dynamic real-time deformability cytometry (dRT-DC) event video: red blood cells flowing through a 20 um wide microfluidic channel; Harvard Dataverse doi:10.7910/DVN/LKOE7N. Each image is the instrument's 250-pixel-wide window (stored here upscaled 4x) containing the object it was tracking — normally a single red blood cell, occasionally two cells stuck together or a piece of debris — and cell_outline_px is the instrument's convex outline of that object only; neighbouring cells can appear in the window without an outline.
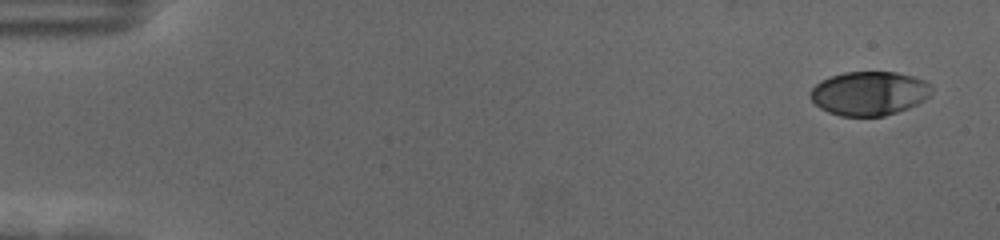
{"species": "human", "species_latin": "Homo sapiens", "temperature_condition": "cold", "stored_images_in_passage": 56, "camera_frame_rate_fps": 3000, "um_per_image_px": 0.085, "donor": {"sex": "female"}, "frame": {"image": 1, "passage_image": 1, "time_ms": 0.0, "image_size_px": [1000, 240], "cell_outline_px": [[932, 88], [928, 96], [924, 100], [908, 108], [884, 116], [840, 116], [828, 112], [820, 108], [808, 96], [808, 92], [820, 80], [844, 72], [896, 72], [912, 76], [924, 80]], "centroid_in_image_um": [73.84, 7.94], "position_along_channel_um": 11.2, "area_um2": 31.04}}
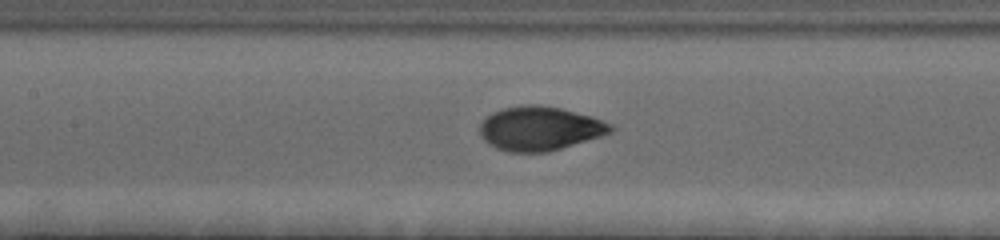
{"frame": {"image": 2, "passage_image": 26, "time_ms": 8.333, "image_size_px": [1000, 240], "cell_outline_px": [[616, 128], [612, 132], [600, 136], [548, 152], [508, 152], [496, 148], [488, 144], [480, 136], [480, 124], [492, 112], [504, 108], [520, 104], [536, 104], [560, 108], [592, 116], [612, 124]], "centroid_in_image_um": [45.87, 10.92], "position_along_channel_um": 161.5, "area_um2": 33.64}}
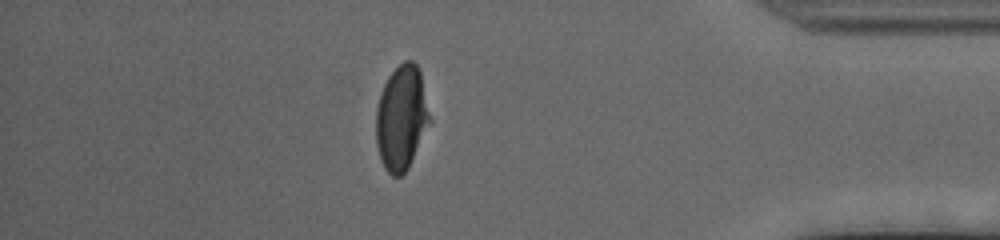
{"frame": {"image": 3, "passage_image": 49, "time_ms": 16.0, "image_size_px": [1000, 240], "cell_outline_px": [[432, 120], [408, 168], [400, 176], [392, 176], [384, 168], [380, 160], [376, 144], [376, 108], [380, 92], [388, 76], [404, 60], [412, 60], [420, 68]], "centroid_in_image_um": [34.14, 10.0], "position_along_channel_um": 401.1, "area_um2": 33.23}, "authors_computed_cell_mechanics": {"area_um2": 33.1772, "velocity_mm_per_s": 3.5514, "shape_relaxation_time_tau1_ms": 3.2616, "shape_relaxation_time_tau2_ms": null, "deformation_change_tau1": 0.1852, "deformation_change_tau2": null}}